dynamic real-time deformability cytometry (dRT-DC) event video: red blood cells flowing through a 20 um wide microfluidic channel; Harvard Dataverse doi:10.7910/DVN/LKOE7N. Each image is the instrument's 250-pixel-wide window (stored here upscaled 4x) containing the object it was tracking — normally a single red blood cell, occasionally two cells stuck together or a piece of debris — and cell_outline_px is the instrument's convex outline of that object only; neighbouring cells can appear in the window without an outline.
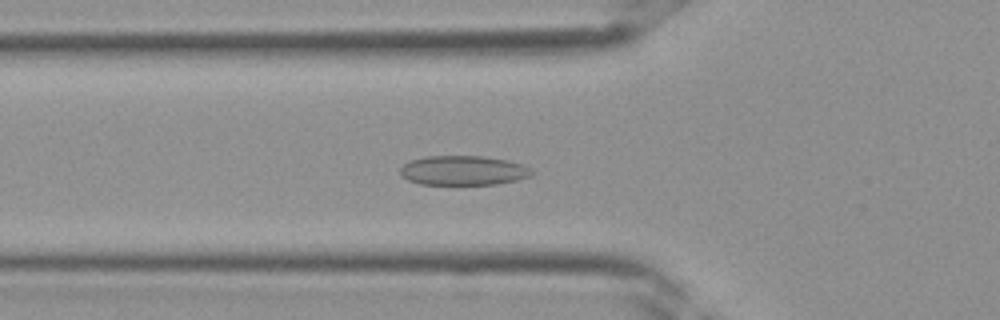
{"species": "Egyptian fruit bat (a non-hibernating species)", "species_latin": "Rousettus aegyptiacus", "temperature_condition": "room temperature", "stored_images_in_passage": 34, "camera_frame_rate_fps": 3000, "um_per_image_px": 0.085, "frame": {"image": 1, "passage_image": 11, "time_ms": 3.333, "image_size_px": [1000, 320], "cell_outline_px": [[536, 172], [532, 176], [516, 180], [496, 184], [420, 184], [408, 180], [400, 172], [400, 168], [408, 160], [424, 156], [484, 156], [508, 160], [524, 164], [532, 168]], "centroid_in_image_um": [39.43, 14.48], "position_along_channel_um": 86.4, "area_um2": 22.89}}
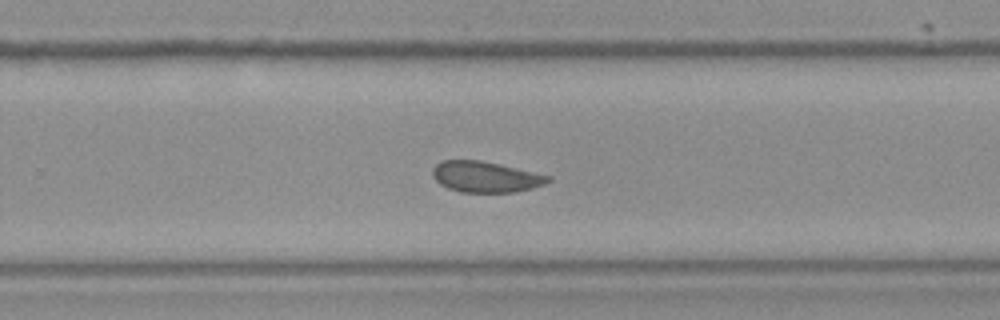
{"frame": {"image": 2, "passage_image": 22, "time_ms": 7.0, "image_size_px": [1000, 320], "cell_outline_px": [[552, 180], [544, 184], [532, 188], [516, 192], [460, 192], [448, 188], [440, 184], [432, 176], [432, 168], [440, 160], [480, 160], [500, 164], [552, 176]], "centroid_in_image_um": [41.27, 15.03], "position_along_channel_um": 288.5, "area_um2": 20.92}}
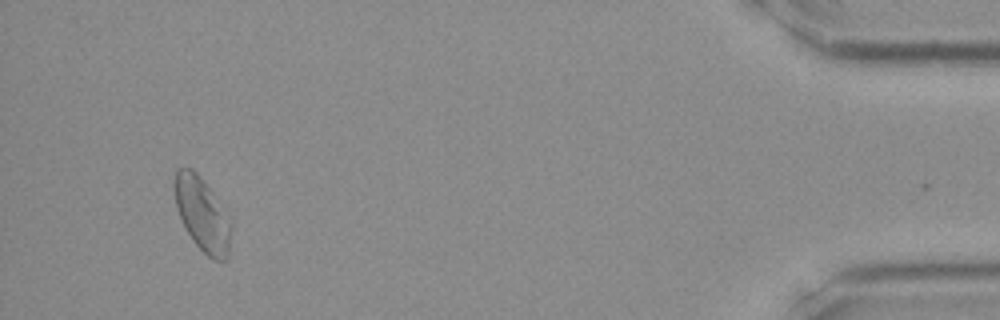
{"frame": {"image": 3, "passage_image": 33, "time_ms": 10.667, "image_size_px": [1000, 320], "cell_outline_px": [[232, 224], [228, 260], [212, 260], [192, 240], [184, 228], [176, 208], [172, 188], [172, 184], [176, 168], [192, 168], [200, 176]], "centroid_in_image_um": [17.14, 18.22], "position_along_channel_um": 418.1, "area_um2": 24.33}}